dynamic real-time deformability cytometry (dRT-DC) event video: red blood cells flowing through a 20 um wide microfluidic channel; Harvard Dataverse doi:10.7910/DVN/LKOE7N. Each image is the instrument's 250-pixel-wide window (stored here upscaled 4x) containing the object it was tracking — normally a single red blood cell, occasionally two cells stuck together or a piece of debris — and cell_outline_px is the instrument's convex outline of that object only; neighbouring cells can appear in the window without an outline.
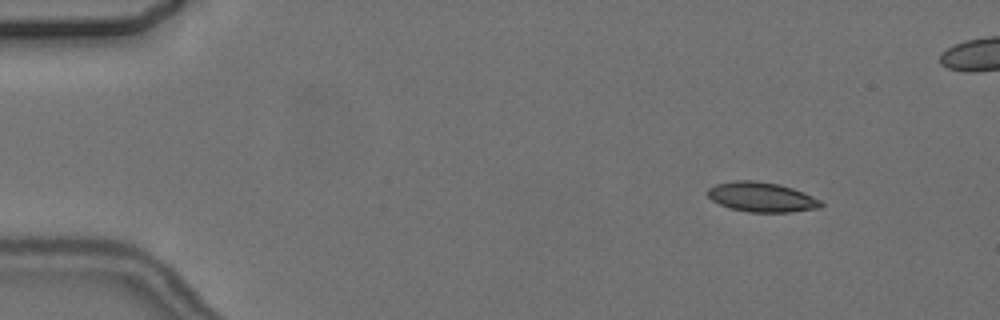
{"species": "common noctule bat (a hibernating species)", "species_latin": "Nyctalus noctula", "temperature_condition": "cold", "stored_images_in_passage": 6, "camera_frame_rate_fps": 3000, "um_per_image_px": 0.085, "animal": {"sex": "female", "body_mass_g": 24.6, "forearm_length_mm": 56.2}, "frame": {"image": 1, "passage_image": 2, "time_ms": 1.333, "image_size_px": [1000, 320], "cell_outline_px": [[824, 204], [820, 208], [792, 212], [748, 212], [728, 208], [712, 200], [704, 192], [708, 188], [716, 184], [732, 180], [756, 180], [776, 184], [792, 188], [804, 192], [820, 200]], "centroid_in_image_um": [64.71, 16.75], "position_along_channel_um": 20.3, "area_um2": 19.83}}